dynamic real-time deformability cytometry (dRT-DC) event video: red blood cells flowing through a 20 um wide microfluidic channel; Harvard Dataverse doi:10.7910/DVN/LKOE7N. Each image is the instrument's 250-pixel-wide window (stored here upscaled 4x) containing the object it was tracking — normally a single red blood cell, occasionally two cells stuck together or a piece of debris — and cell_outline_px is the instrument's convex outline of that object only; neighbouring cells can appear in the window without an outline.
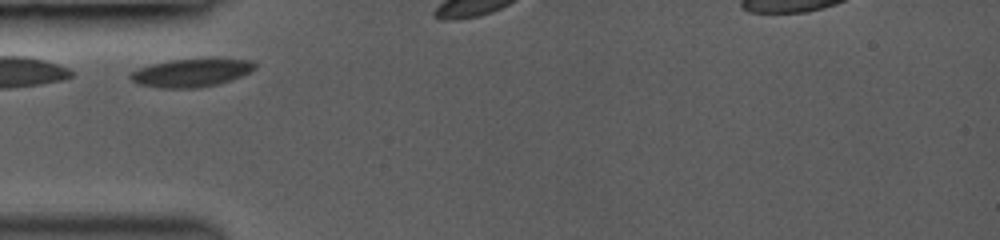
{"species": "common noctule bat (a hibernating species)", "species_latin": "Nyctalus noctula", "temperature_condition": "room temperature", "stored_images_in_passage": 4, "camera_frame_rate_fps": 3000, "um_per_image_px": 0.085, "animal": {"sex": "female", "body_mass_g": 19.0, "forearm_length_mm": 53.3}, "frame": {"image": 1, "passage_image": 1, "time_ms": 0.0, "image_size_px": [1000, 240], "cell_outline_px": [[256, 68], [232, 80], [216, 84], [196, 88], [160, 88], [140, 84], [132, 80], [128, 76], [132, 72], [140, 68], [152, 64], [168, 60], [252, 60], [256, 64]], "centroid_in_image_um": [16.23, 6.2], "position_along_channel_um": 68.8, "area_um2": 19.77}}